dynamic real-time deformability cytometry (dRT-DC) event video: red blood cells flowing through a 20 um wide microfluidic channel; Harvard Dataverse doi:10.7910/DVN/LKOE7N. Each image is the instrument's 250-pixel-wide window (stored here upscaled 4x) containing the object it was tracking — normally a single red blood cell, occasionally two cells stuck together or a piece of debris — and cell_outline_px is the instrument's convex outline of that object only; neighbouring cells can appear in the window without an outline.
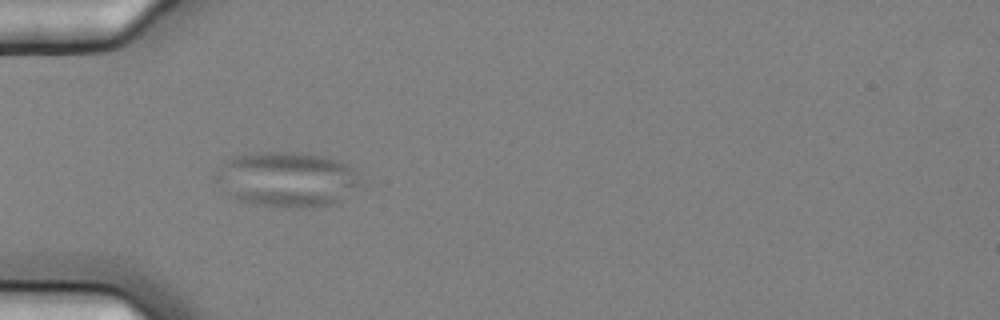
{"species": "common noctule bat (a hibernating species)", "species_latin": "Nyctalus noctula", "temperature_condition": "cold", "stored_images_in_passage": 2, "camera_frame_rate_fps": 3000, "um_per_image_px": 0.085, "animal": {"sex": "female", "body_mass_g": 25.1}, "frame": {"image": 1, "passage_image": 1, "time_ms": 0.0, "image_size_px": [1000, 320], "cell_outline_px": [[364, 184], [340, 200], [332, 204], [312, 208], [300, 208], [256, 204], [236, 200], [224, 192], [216, 180], [216, 172], [224, 160], [232, 156], [248, 152], [300, 152], [324, 156], [340, 160], [348, 164], [356, 172]], "centroid_in_image_um": [24.39, 15.23], "position_along_channel_um": 60.6, "area_um2": 47.22}}
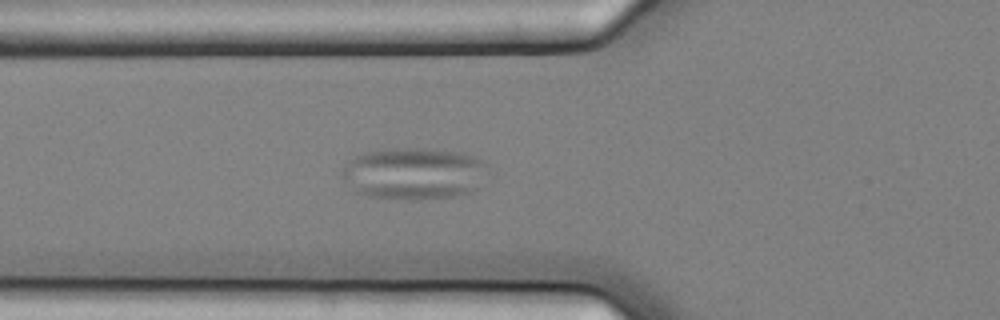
{"frame": {"image": 2, "passage_image": 2, "time_ms": 0.333, "image_size_px": [1000, 320], "cell_outline_px": [[488, 164], [476, 188], [472, 192], [452, 196], [420, 200], [412, 200], [368, 196], [356, 192], [344, 180], [344, 168], [348, 160], [364, 152], [384, 148], [428, 148], [464, 152], [476, 156]], "centroid_in_image_um": [35.18, 14.73], "position_along_channel_um": 90.6, "area_um2": 44.27}}